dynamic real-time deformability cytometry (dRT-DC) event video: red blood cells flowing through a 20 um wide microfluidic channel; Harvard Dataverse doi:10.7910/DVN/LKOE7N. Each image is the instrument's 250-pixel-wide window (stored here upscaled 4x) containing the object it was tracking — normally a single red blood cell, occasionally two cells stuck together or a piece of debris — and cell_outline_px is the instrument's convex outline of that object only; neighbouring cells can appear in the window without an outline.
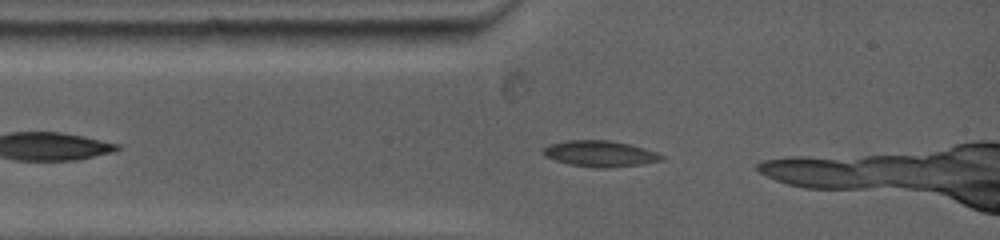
{"species": "common noctule bat (a hibernating species)", "species_latin": "Nyctalus noctula", "temperature_condition": "warm", "stored_images_in_passage": 4, "camera_frame_rate_fps": 5000, "um_per_image_px": 0.085, "animal": {"sex": "female", "body_mass_g": 19.0, "forearm_length_mm": 53.3}, "frame": {"image": 1, "passage_image": 1, "time_ms": 0.0, "image_size_px": [1000, 240], "cell_outline_px": [[660, 156], [656, 160], [632, 164], [572, 164], [548, 156], [544, 152], [544, 148], [552, 144], [572, 140], [604, 140], [628, 144]], "centroid_in_image_um": [50.85, 12.98], "position_along_channel_um": 34.1, "area_um2": 15.32}}
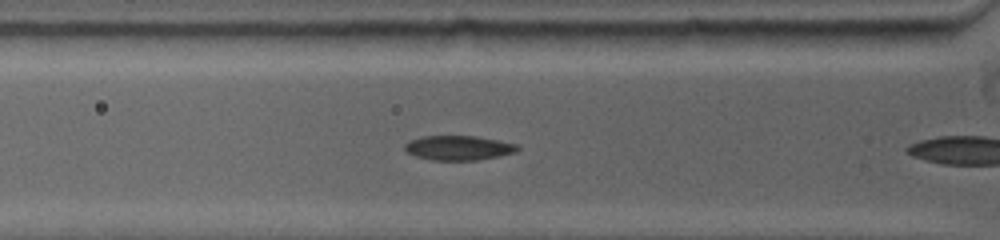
{"frame": {"image": 2, "passage_image": 3, "time_ms": 1.4, "image_size_px": [1000, 240], "cell_outline_px": [[520, 148], [512, 152], [496, 156], [476, 160], [436, 160], [420, 156], [408, 152], [404, 148], [412, 140], [424, 136], [472, 136], [496, 140], [516, 144]], "centroid_in_image_um": [38.99, 12.56], "position_along_channel_um": 86.8, "area_um2": 15.37}}